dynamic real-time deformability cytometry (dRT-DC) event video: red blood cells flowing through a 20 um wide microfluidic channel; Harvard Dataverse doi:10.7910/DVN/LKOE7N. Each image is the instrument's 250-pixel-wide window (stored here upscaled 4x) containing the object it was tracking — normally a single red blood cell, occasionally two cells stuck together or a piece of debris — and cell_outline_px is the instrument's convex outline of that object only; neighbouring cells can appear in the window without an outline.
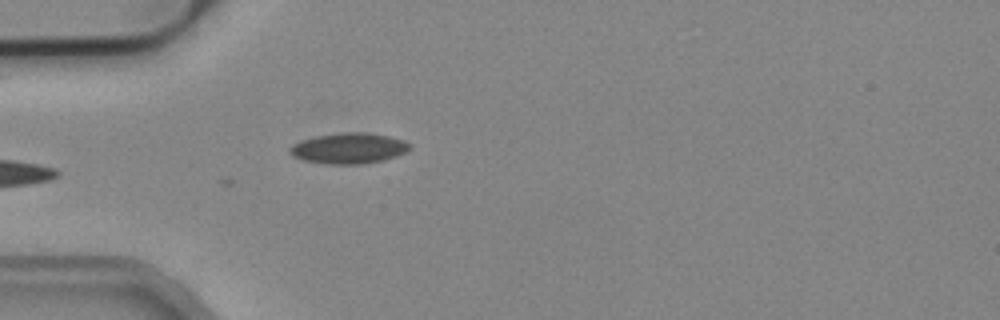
{"species": "common noctule bat (a hibernating species)", "species_latin": "Nyctalus noctula", "temperature_condition": "cold", "stored_images_in_passage": 3, "camera_frame_rate_fps": 3000, "um_per_image_px": 0.085, "animal": {"sex": "male", "body_mass_g": 19.2, "forearm_length_mm": 51.8}, "frame": {"image": 1, "passage_image": 3, "time_ms": 0.667, "image_size_px": [1000, 320], "cell_outline_px": [[408, 148], [404, 152], [396, 156], [380, 160], [360, 164], [328, 164], [304, 160], [292, 156], [288, 152], [288, 148], [292, 144], [316, 136], [340, 132], [364, 132], [388, 136], [404, 140], [408, 144]], "centroid_in_image_um": [29.58, 12.6], "position_along_channel_um": 55.4, "area_um2": 21.15}}